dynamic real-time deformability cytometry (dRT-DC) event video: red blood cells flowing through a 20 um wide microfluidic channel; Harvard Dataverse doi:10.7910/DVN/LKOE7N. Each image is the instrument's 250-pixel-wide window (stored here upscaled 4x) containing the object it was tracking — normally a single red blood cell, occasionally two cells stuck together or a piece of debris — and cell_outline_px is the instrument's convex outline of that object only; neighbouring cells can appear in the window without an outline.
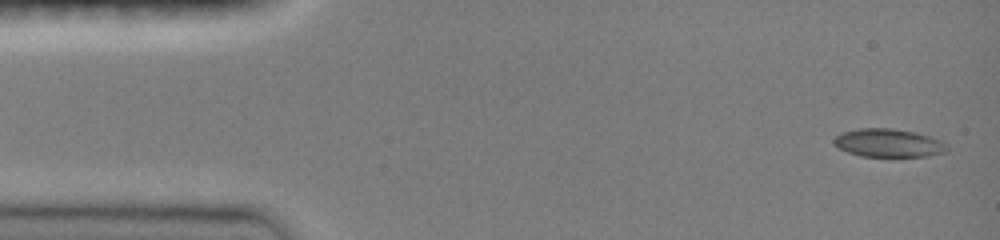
{"species": "common noctule bat (a hibernating species)", "species_latin": "Nyctalus noctula", "temperature_condition": "room temperature", "stored_images_in_passage": 10, "camera_frame_rate_fps": 3000, "um_per_image_px": 0.085, "animal": {"sex": "female", "body_mass_g": 19.0, "forearm_length_mm": 51.5}, "frame": {"image": 1, "passage_image": 1, "time_ms": 0.0, "image_size_px": [1000, 240], "cell_outline_px": [[948, 148], [944, 152], [928, 156], [860, 156], [848, 152], [832, 144], [832, 140], [840, 132], [860, 128], [892, 128], [916, 132], [940, 140], [948, 144]], "centroid_in_image_um": [75.49, 12.14], "position_along_channel_um": 9.5, "area_um2": 18.67}}
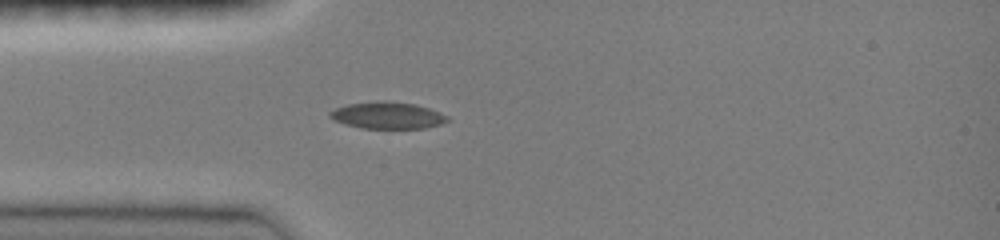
{"frame": {"image": 2, "passage_image": 6, "time_ms": 3.667, "image_size_px": [1000, 240], "cell_outline_px": [[448, 120], [440, 124], [424, 128], [360, 128], [344, 124], [332, 120], [328, 116], [328, 112], [336, 108], [348, 104], [380, 100], [384, 100], [416, 104], [440, 112], [448, 116]], "centroid_in_image_um": [32.89, 9.8], "position_along_channel_um": 52.1, "area_um2": 18.44}}
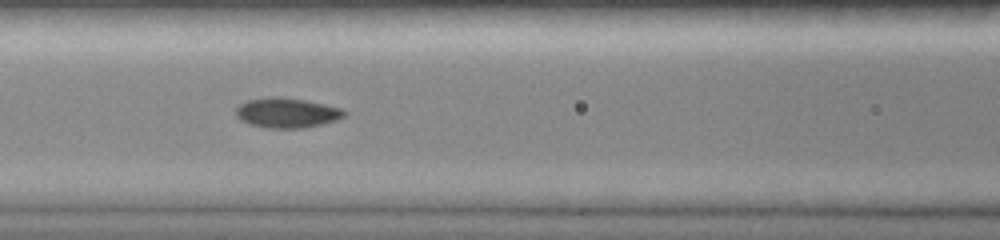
{"frame": {"image": 3, "passage_image": 9, "time_ms": 6.0, "image_size_px": [1000, 240], "cell_outline_px": [[348, 112], [344, 116], [336, 120], [304, 128], [268, 128], [248, 124], [240, 120], [236, 116], [236, 108], [240, 104], [248, 100], [272, 96], [280, 96], [304, 100], [324, 104], [340, 108]], "centroid_in_image_um": [24.36, 9.59], "position_along_channel_um": 142.2, "area_um2": 18.9}}